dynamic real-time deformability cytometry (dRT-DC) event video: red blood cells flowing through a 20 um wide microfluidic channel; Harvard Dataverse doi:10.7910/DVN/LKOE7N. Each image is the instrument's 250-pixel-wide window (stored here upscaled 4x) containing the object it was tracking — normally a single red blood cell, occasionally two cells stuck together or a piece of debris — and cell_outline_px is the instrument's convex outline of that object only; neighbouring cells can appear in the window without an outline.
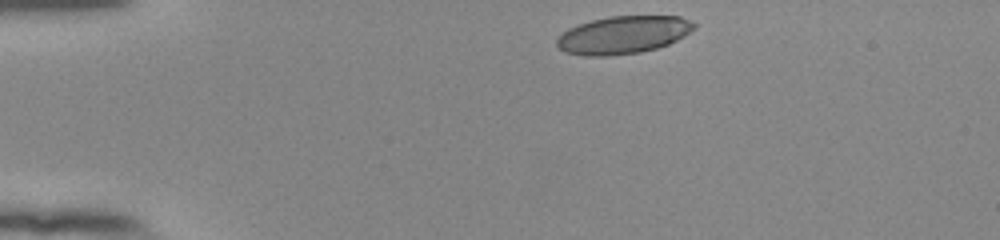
{"species": "human", "species_latin": "Homo sapiens", "temperature_condition": "room temperature", "stored_images_in_passage": 36, "camera_frame_rate_fps": 3000, "um_per_image_px": 0.085, "donor": {"sex": "female"}, "frame": {"image": 1, "passage_image": 1, "time_ms": 0.0, "image_size_px": [1000, 240], "cell_outline_px": [[696, 28], [684, 36], [668, 44], [656, 48], [640, 52], [608, 56], [584, 56], [564, 52], [556, 44], [556, 40], [568, 28], [592, 20], [608, 16], [680, 16], [696, 24]], "centroid_in_image_um": [52.97, 2.97], "position_along_channel_um": 32.0, "area_um2": 30.11}}
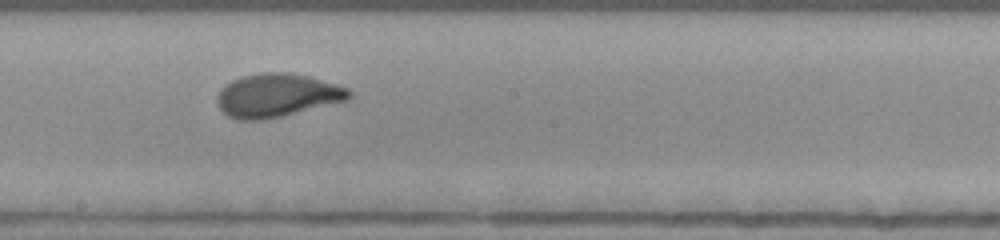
{"frame": {"image": 2, "passage_image": 21, "time_ms": 6.667, "image_size_px": [1000, 240], "cell_outline_px": [[352, 96], [348, 100], [264, 120], [236, 120], [228, 116], [220, 108], [216, 100], [220, 88], [232, 80], [240, 76], [260, 72], [288, 72], [308, 76], [336, 84], [348, 88], [352, 92]], "centroid_in_image_um": [23.53, 8.1], "position_along_channel_um": 224.7, "area_um2": 33.47}}
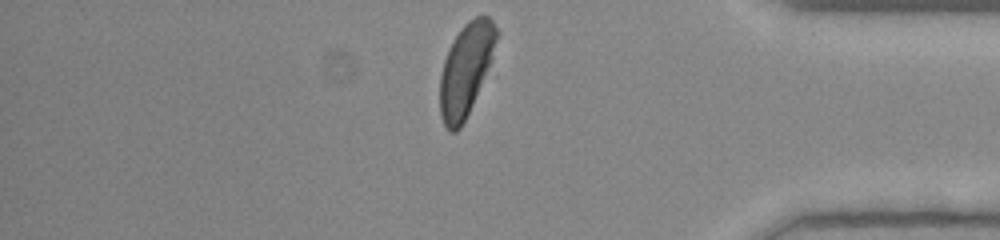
{"frame": {"image": 3, "passage_image": 36, "time_ms": 11.667, "image_size_px": [1000, 240], "cell_outline_px": [[500, 32], [492, 60], [472, 104], [460, 128], [456, 132], [448, 132], [440, 116], [440, 76], [444, 60], [452, 40], [460, 28], [468, 20], [476, 16], [488, 16], [492, 20]], "centroid_in_image_um": [39.61, 5.87], "position_along_channel_um": 395.6, "area_um2": 30.46}, "authors_computed_cell_mechanics": {"area_um2": 33.2061, "velocity_mm_per_s": 3.8574, "shape_relaxation_time_tau1_ms": 3.1887, "shape_relaxation_time_tau2_ms": null, "deformation_change_tau1": 0.1405, "deformation_change_tau2": null}}